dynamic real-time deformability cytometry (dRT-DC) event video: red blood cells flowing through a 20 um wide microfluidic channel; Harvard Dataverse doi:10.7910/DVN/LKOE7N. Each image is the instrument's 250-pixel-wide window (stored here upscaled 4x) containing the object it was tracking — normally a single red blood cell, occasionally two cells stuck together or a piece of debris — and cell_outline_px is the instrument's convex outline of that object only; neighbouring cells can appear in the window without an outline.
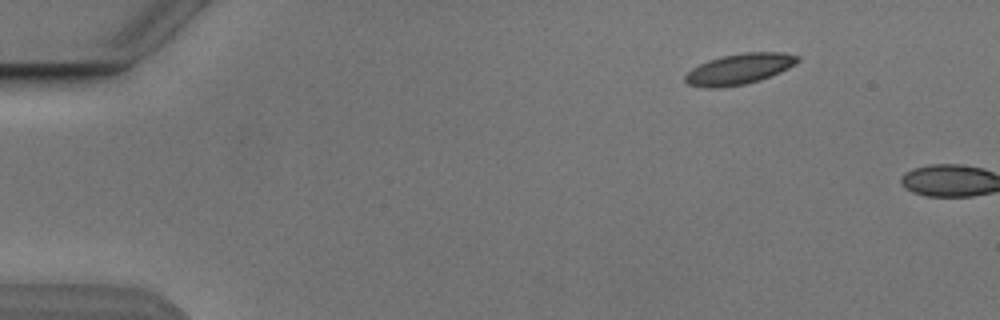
{"species": "Egyptian fruit bat (a non-hibernating species)", "species_latin": "Rousettus aegyptiacus", "temperature_condition": "cold", "stored_images_in_passage": 2, "camera_frame_rate_fps": 3000, "um_per_image_px": 0.085, "animal": {"sex": "male"}, "frame": {"image": 1, "passage_image": 1, "time_ms": 0.0, "image_size_px": [1000, 320], "cell_outline_px": [[800, 60], [788, 68], [780, 72], [760, 80], [744, 84], [720, 88], [708, 88], [688, 84], [684, 80], [684, 76], [692, 68], [708, 60], [720, 56], [744, 52], [784, 52], [800, 56]], "centroid_in_image_um": [62.84, 5.85], "position_along_channel_um": 22.2, "area_um2": 20.17}}